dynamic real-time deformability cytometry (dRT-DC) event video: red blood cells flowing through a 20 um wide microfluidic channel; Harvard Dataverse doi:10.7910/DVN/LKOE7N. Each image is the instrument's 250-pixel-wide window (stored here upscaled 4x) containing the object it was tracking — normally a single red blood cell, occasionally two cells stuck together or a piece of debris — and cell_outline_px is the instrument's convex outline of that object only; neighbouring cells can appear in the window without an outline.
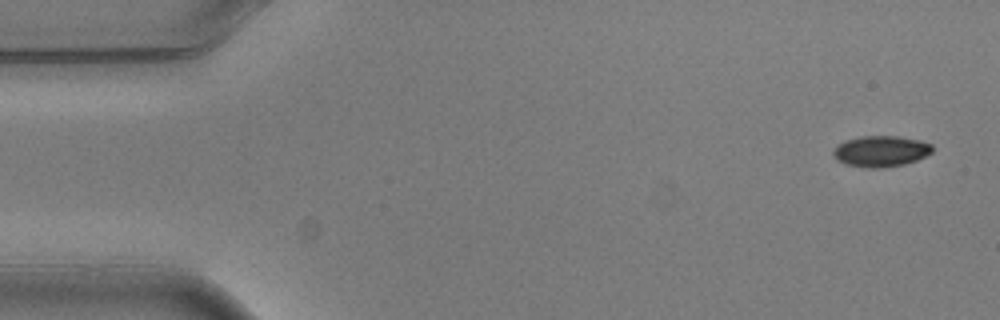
{"species": "common noctule bat (a hibernating species)", "species_latin": "Nyctalus noctula", "temperature_condition": "warm", "stored_images_in_passage": 6, "camera_frame_rate_fps": 3000, "um_per_image_px": 0.085, "animal": {"sex": "male", "body_mass_g": 20.5, "forearm_length_mm": 52.5}, "frame": {"image": 1, "passage_image": 1, "time_ms": 0.0, "image_size_px": [1000, 320], "cell_outline_px": [[932, 152], [916, 160], [904, 164], [880, 168], [868, 168], [848, 164], [836, 160], [832, 156], [832, 152], [836, 144], [844, 140], [860, 136], [900, 136], [920, 140], [932, 144]], "centroid_in_image_um": [74.83, 12.84], "position_along_channel_um": 10.2, "area_um2": 18.03}}
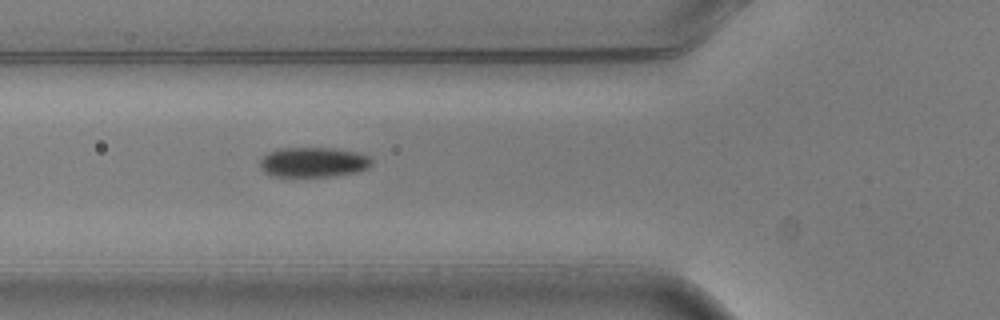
{"frame": {"image": 2, "passage_image": 6, "time_ms": 1.667, "image_size_px": [1000, 320], "cell_outline_px": [[372, 164], [368, 168], [360, 172], [332, 176], [268, 176], [260, 168], [260, 160], [268, 152], [280, 148], [332, 148], [360, 152], [372, 156]], "centroid_in_image_um": [26.68, 13.78], "position_along_channel_um": 99.1, "area_um2": 19.83}}